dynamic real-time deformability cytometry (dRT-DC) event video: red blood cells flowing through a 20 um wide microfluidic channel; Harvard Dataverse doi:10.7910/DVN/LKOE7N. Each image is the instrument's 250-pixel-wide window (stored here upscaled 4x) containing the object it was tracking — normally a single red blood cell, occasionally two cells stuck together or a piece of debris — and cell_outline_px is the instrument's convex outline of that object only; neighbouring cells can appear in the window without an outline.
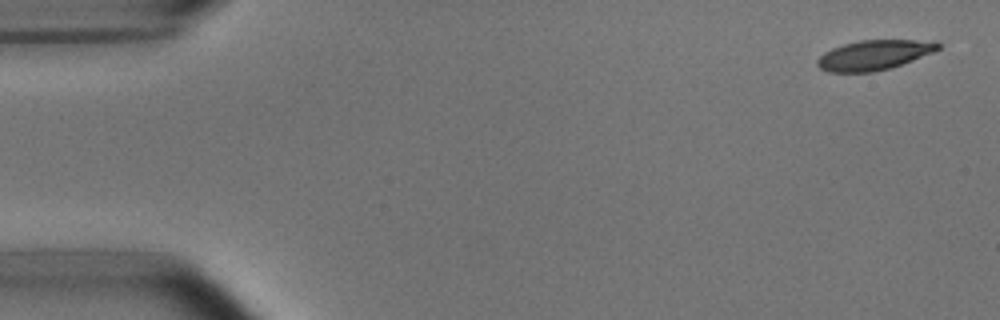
{"species": "common noctule bat (a hibernating species)", "species_latin": "Nyctalus noctula", "temperature_condition": "room temperature", "stored_images_in_passage": 5, "camera_frame_rate_fps": 3000, "um_per_image_px": 0.085, "animal": {"sex": "male", "body_mass_g": 15.6}, "frame": {"image": 1, "passage_image": 1, "time_ms": 0.0, "image_size_px": [1000, 320], "cell_outline_px": [[940, 48], [932, 52], [892, 68], [872, 72], [828, 72], [820, 68], [816, 64], [816, 60], [824, 52], [832, 48], [844, 44], [860, 40], [936, 40], [940, 44]], "centroid_in_image_um": [74.29, 4.67], "position_along_channel_um": 10.7, "area_um2": 21.04}}
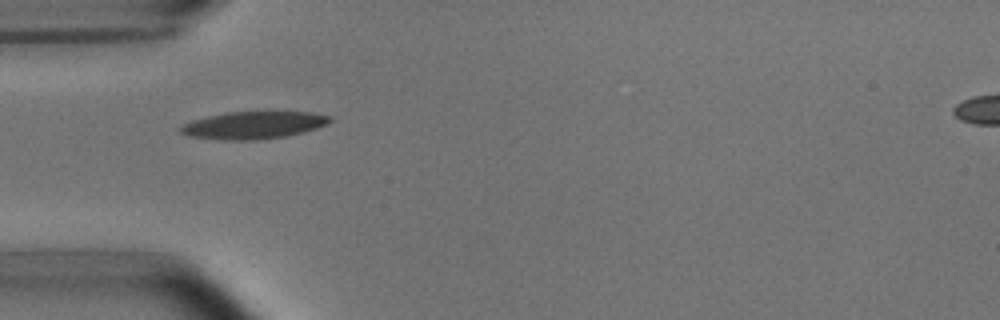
{"frame": {"image": 2, "passage_image": 4, "time_ms": 4.667, "image_size_px": [1000, 320], "cell_outline_px": [[332, 120], [328, 124], [304, 132], [284, 136], [252, 140], [224, 140], [188, 136], [180, 132], [180, 128], [184, 124], [192, 120], [208, 116], [228, 112], [312, 112], [332, 116]], "centroid_in_image_um": [21.57, 10.63], "position_along_channel_um": 63.4, "area_um2": 23.7}}